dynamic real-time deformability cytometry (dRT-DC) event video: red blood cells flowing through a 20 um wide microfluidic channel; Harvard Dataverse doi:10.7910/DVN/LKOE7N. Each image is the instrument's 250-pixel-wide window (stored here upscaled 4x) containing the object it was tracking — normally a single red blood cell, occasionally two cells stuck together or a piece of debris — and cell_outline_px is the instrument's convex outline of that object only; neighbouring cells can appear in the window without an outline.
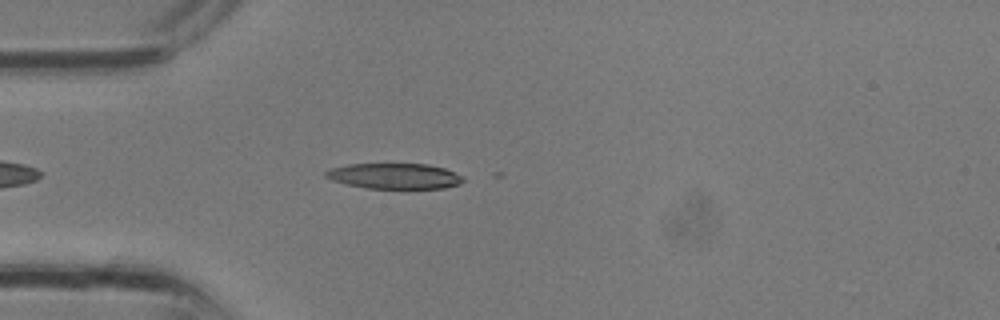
{"species": "common noctule bat (a hibernating species)", "species_latin": "Nyctalus noctula", "temperature_condition": "room temperature", "stored_images_in_passage": 4, "camera_frame_rate_fps": 3000, "um_per_image_px": 0.085, "animal": {"sex": "male", "body_mass_g": 13.3}, "frame": {"image": 1, "passage_image": 3, "time_ms": 0.667, "image_size_px": [1000, 320], "cell_outline_px": [[464, 180], [460, 184], [444, 188], [368, 188], [348, 184], [332, 180], [324, 176], [324, 172], [332, 168], [348, 164], [428, 164], [444, 168], [464, 176]], "centroid_in_image_um": [33.56, 14.96], "position_along_channel_um": 51.4, "area_um2": 20.35}}